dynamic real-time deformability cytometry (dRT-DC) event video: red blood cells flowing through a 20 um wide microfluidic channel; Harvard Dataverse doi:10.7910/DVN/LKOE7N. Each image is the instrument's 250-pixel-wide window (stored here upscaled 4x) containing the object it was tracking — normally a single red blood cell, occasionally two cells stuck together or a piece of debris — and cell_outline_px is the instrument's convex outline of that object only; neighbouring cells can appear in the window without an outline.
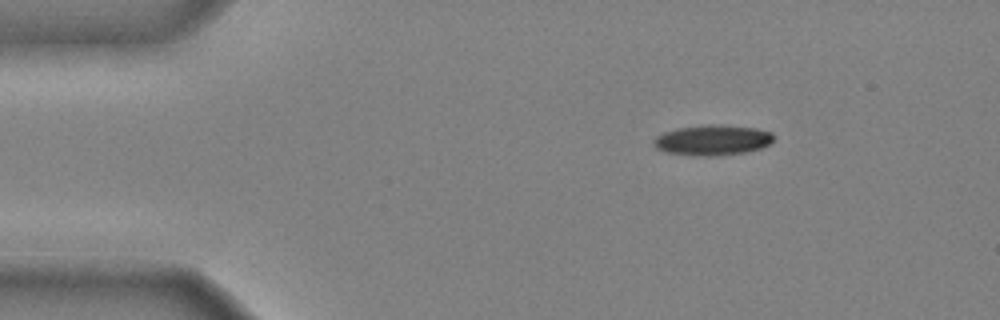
{"species": "common noctule bat (a hibernating species)", "species_latin": "Nyctalus noctula", "temperature_condition": "cold", "stored_images_in_passage": 39, "camera_frame_rate_fps": 3000, "um_per_image_px": 0.085, "animal": {"sex": "male", "body_mass_g": 20.4}, "frame": {"image": 1, "passage_image": 1, "time_ms": 0.0, "image_size_px": [1000, 320], "cell_outline_px": [[776, 136], [768, 144], [760, 148], [744, 152], [712, 156], [696, 156], [668, 152], [656, 148], [652, 144], [652, 140], [656, 136], [664, 132], [676, 128], [708, 124], [716, 124], [756, 128], [772, 132]], "centroid_in_image_um": [60.54, 11.9], "position_along_channel_um": 24.5, "area_um2": 21.27}}
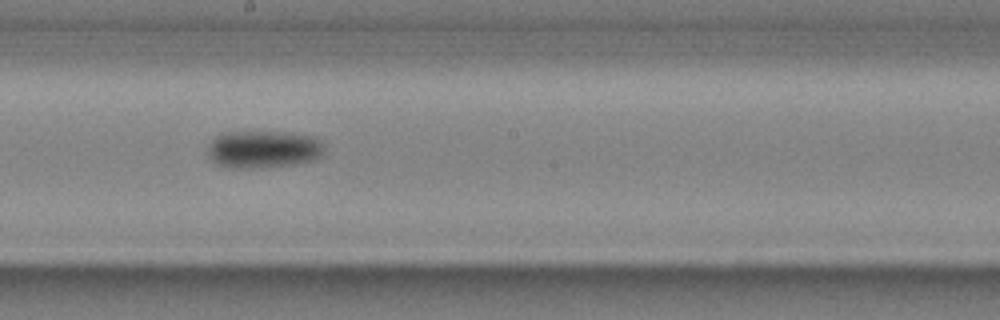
{"frame": {"image": 2, "passage_image": 21, "time_ms": 6.667, "image_size_px": [1000, 320], "cell_outline_px": [[324, 148], [320, 156], [312, 160], [296, 164], [248, 168], [240, 168], [216, 164], [212, 160], [208, 152], [208, 148], [212, 140], [216, 136], [224, 132], [292, 132], [316, 136], [324, 144]], "centroid_in_image_um": [22.43, 12.66], "position_along_channel_um": 225.8, "area_um2": 25.43}}
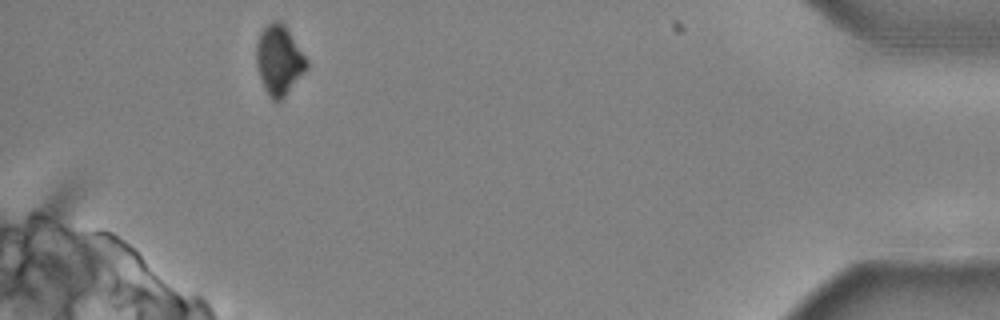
{"frame": {"image": 3, "passage_image": 39, "time_ms": 12.667, "image_size_px": [1000, 320], "cell_outline_px": [[308, 68], [284, 96], [280, 100], [272, 100], [268, 96], [264, 88], [256, 64], [256, 44], [260, 32], [272, 20], [280, 20], [284, 24], [308, 60]], "centroid_in_image_um": [23.71, 5.09], "position_along_channel_um": 411.5, "area_um2": 20.29}, "authors_computed_cell_mechanics": {"area_um2": 23.1778, "velocity_mm_per_s": 3.9811, "shape_relaxation_time_tau1_ms": 3.0705, "shape_relaxation_time_tau2_ms": null, "deformation_change_tau1": 0.131, "deformation_change_tau2": null}}